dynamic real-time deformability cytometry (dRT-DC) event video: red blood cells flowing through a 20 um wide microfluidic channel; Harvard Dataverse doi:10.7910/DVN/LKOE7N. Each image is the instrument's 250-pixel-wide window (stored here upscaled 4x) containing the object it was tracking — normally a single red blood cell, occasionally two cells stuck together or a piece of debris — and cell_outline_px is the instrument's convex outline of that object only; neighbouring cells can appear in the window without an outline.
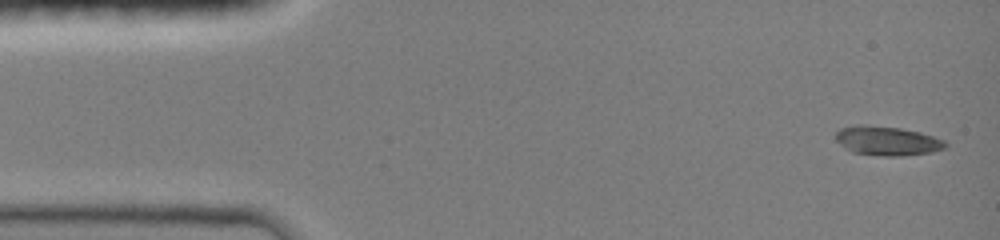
{"species": "common noctule bat (a hibernating species)", "species_latin": "Nyctalus noctula", "temperature_condition": "room temperature", "stored_images_in_passage": 31, "camera_frame_rate_fps": 3000, "um_per_image_px": 0.085, "animal": {"sex": "female", "body_mass_g": 19.0, "forearm_length_mm": 51.5}, "frame": {"image": 1, "passage_image": 1, "time_ms": 0.0, "image_size_px": [1000, 240], "cell_outline_px": [[948, 144], [944, 148], [932, 152], [896, 156], [888, 156], [852, 152], [836, 140], [836, 132], [840, 128], [856, 124], [864, 124], [900, 128], [920, 132], [944, 140]], "centroid_in_image_um": [75.4, 11.95], "position_along_channel_um": 9.6, "area_um2": 18.5}}
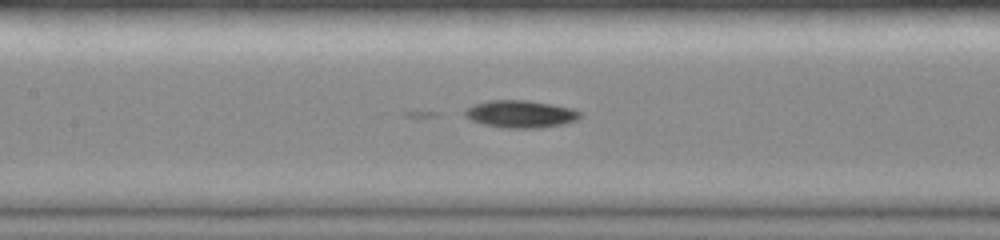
{"frame": {"image": 2, "passage_image": 14, "time_ms": 6.333, "image_size_px": [1000, 240], "cell_outline_px": [[580, 116], [576, 120], [564, 124], [540, 128], [504, 128], [484, 124], [472, 120], [464, 116], [464, 112], [472, 104], [488, 100], [528, 100], [552, 104], [572, 108], [580, 112]], "centroid_in_image_um": [44.24, 9.69], "position_along_channel_um": 163.2, "area_um2": 18.44}}
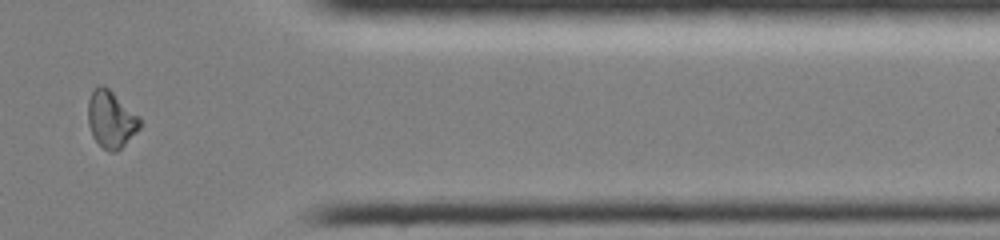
{"frame": {"image": 3, "passage_image": 26, "time_ms": 12.333, "image_size_px": [1000, 240], "cell_outline_px": [[140, 128], [116, 152], [108, 152], [92, 136], [88, 124], [88, 100], [92, 92], [100, 84], [104, 84], [140, 116]], "centroid_in_image_um": [9.43, 10.12], "position_along_channel_um": 402.0, "area_um2": 17.17}}